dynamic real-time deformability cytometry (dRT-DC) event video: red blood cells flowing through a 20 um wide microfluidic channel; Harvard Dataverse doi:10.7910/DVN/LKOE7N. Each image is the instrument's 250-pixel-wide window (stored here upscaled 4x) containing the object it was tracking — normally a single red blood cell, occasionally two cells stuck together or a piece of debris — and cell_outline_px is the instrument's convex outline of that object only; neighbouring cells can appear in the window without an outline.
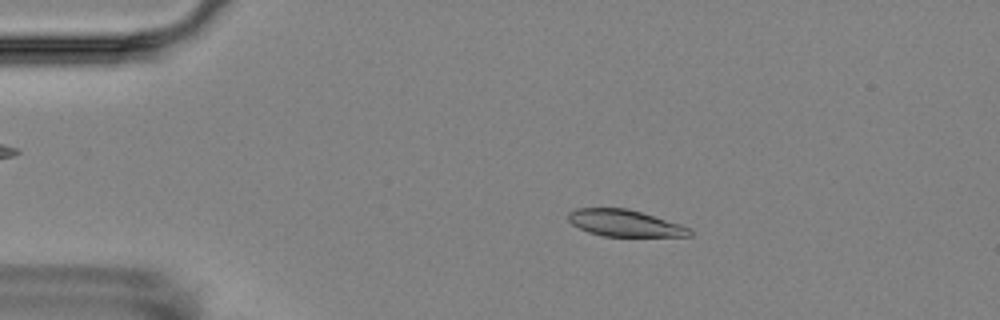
{"species": "Egyptian fruit bat (a non-hibernating species)", "species_latin": "Rousettus aegyptiacus", "temperature_condition": "room temperature", "stored_images_in_passage": 13, "camera_frame_rate_fps": 3000, "um_per_image_px": 0.085, "animal": {"sex": "female"}, "frame": {"image": 1, "passage_image": 4, "time_ms": 3.333, "image_size_px": [1000, 320], "cell_outline_px": [[692, 236], [604, 236], [588, 232], [572, 224], [568, 220], [568, 212], [576, 208], [628, 208], [680, 224], [692, 228]], "centroid_in_image_um": [53.1, 18.96], "position_along_channel_um": 31.9, "area_um2": 18.84}}
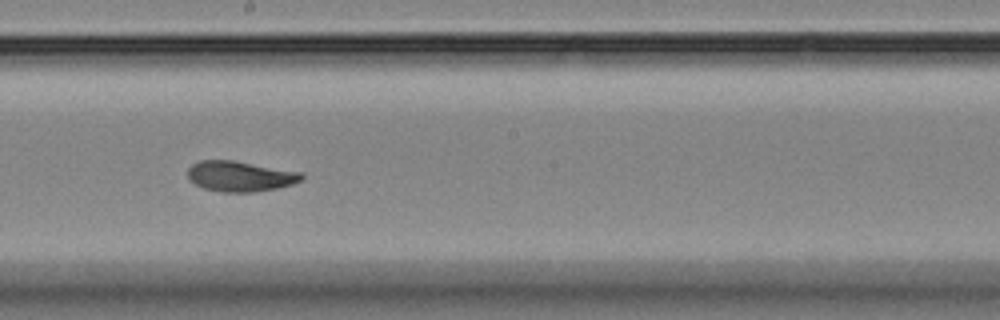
{"frame": {"image": 2, "passage_image": 10, "time_ms": 10.333, "image_size_px": [1000, 320], "cell_outline_px": [[304, 180], [292, 184], [276, 188], [252, 192], [224, 192], [204, 188], [188, 180], [188, 168], [192, 164], [200, 160], [232, 160], [304, 172]], "centroid_in_image_um": [20.44, 14.97], "position_along_channel_um": 227.8, "area_um2": 20.29}}
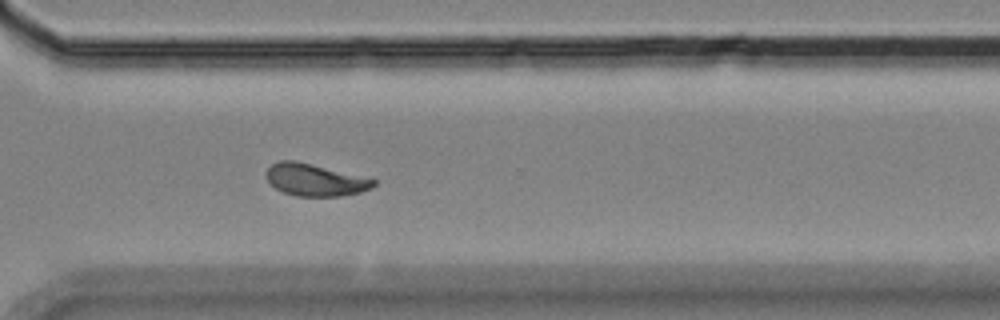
{"frame": {"image": 3, "passage_image": 13, "time_ms": 13.667, "image_size_px": [1000, 320], "cell_outline_px": [[376, 184], [372, 188], [360, 192], [340, 196], [296, 196], [284, 192], [276, 188], [268, 180], [268, 168], [272, 164], [280, 160], [296, 160], [376, 180]], "centroid_in_image_um": [26.79, 15.29], "position_along_channel_um": 343.8, "area_um2": 19.71}}